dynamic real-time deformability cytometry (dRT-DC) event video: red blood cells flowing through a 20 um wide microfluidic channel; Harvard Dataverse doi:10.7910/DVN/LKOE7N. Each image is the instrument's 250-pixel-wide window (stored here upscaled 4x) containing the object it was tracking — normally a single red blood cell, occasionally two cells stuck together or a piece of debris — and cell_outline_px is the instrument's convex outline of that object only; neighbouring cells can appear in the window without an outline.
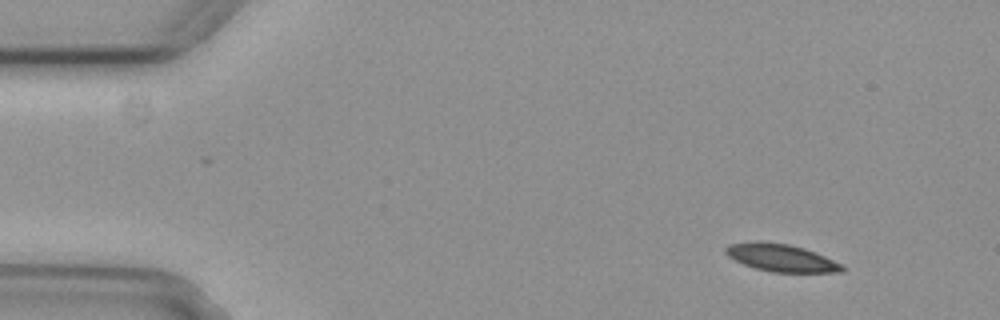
{"species": "common noctule bat (a hibernating species)", "species_latin": "Nyctalus noctula", "temperature_condition": "cold", "stored_images_in_passage": 9, "camera_frame_rate_fps": 3000, "um_per_image_px": 0.085, "animal": {"sex": "female", "body_mass_g": 29.2, "forearm_length_mm": 56.3}, "frame": {"image": 1, "passage_image": 2, "time_ms": 0.333, "image_size_px": [1000, 320], "cell_outline_px": [[844, 272], [772, 272], [756, 268], [744, 264], [728, 256], [724, 252], [724, 248], [728, 244], [752, 240], [760, 240], [788, 244], [804, 248], [816, 252], [844, 264]], "centroid_in_image_um": [66.39, 21.89], "position_along_channel_um": 18.6, "area_um2": 18.96}}
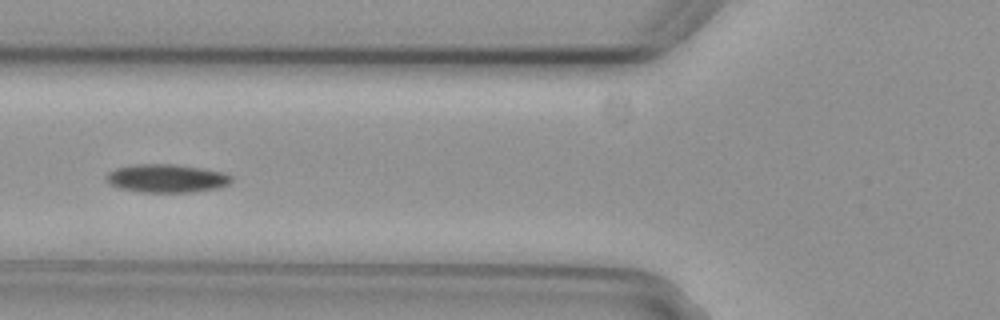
{"frame": {"image": 2, "passage_image": 6, "time_ms": 1.667, "image_size_px": [1000, 320], "cell_outline_px": [[232, 180], [228, 184], [216, 188], [192, 192], [140, 192], [120, 188], [108, 184], [104, 176], [108, 172], [116, 168], [136, 164], [172, 164], [200, 168], [224, 172], [232, 176]], "centroid_in_image_um": [14.12, 15.16], "position_along_channel_um": 111.7, "area_um2": 20.63}}
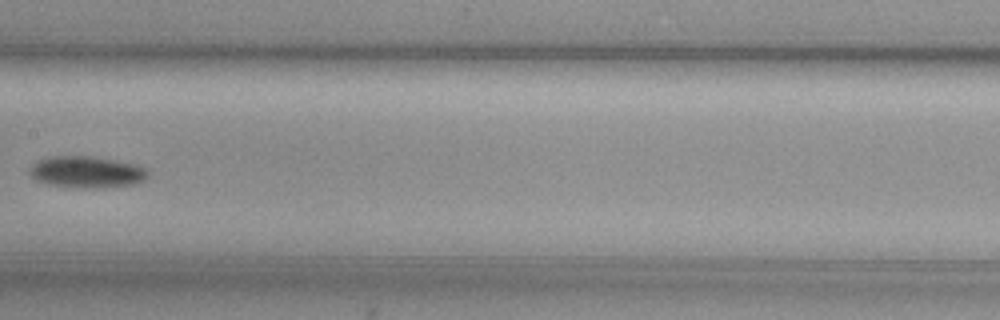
{"frame": {"image": 3, "passage_image": 8, "time_ms": 2.333, "image_size_px": [1000, 320], "cell_outline_px": [[148, 176], [144, 180], [136, 184], [104, 188], [88, 188], [48, 184], [32, 180], [28, 172], [32, 164], [40, 160], [52, 156], [92, 156], [116, 160], [136, 164], [148, 168]], "centroid_in_image_um": [7.38, 14.62], "position_along_channel_um": 200.0, "area_um2": 22.08}}